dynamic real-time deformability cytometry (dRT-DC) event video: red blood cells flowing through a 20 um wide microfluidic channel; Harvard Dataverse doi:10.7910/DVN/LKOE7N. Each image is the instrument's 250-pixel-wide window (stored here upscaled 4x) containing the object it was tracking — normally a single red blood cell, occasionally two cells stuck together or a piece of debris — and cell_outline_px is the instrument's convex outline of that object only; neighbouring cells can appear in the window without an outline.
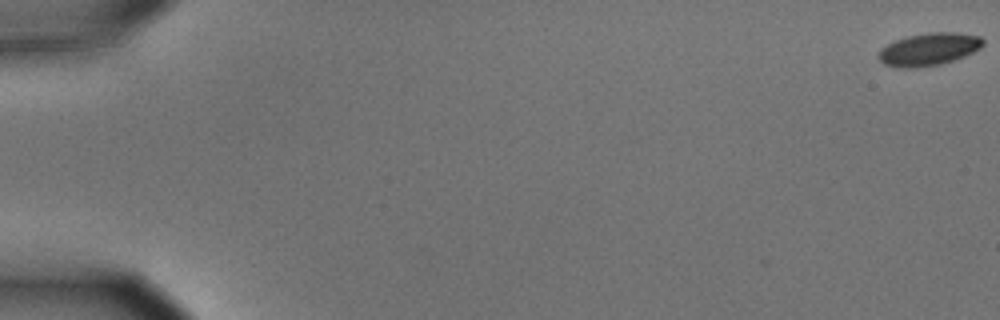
{"species": "common noctule bat (a hibernating species)", "species_latin": "Nyctalus noctula", "temperature_condition": "cold", "stored_images_in_passage": 5, "camera_frame_rate_fps": 3000, "um_per_image_px": 0.085, "animal": {"sex": "male", "body_mass_g": 15.6}, "frame": {"image": 1, "passage_image": 1, "time_ms": 0.0, "image_size_px": [1000, 320], "cell_outline_px": [[984, 44], [980, 48], [964, 56], [940, 64], [916, 68], [904, 68], [884, 64], [876, 56], [880, 48], [896, 40], [908, 36], [928, 32], [956, 32], [980, 36], [984, 40]], "centroid_in_image_um": [78.94, 4.18], "position_along_channel_um": 6.1, "area_um2": 19.83}}